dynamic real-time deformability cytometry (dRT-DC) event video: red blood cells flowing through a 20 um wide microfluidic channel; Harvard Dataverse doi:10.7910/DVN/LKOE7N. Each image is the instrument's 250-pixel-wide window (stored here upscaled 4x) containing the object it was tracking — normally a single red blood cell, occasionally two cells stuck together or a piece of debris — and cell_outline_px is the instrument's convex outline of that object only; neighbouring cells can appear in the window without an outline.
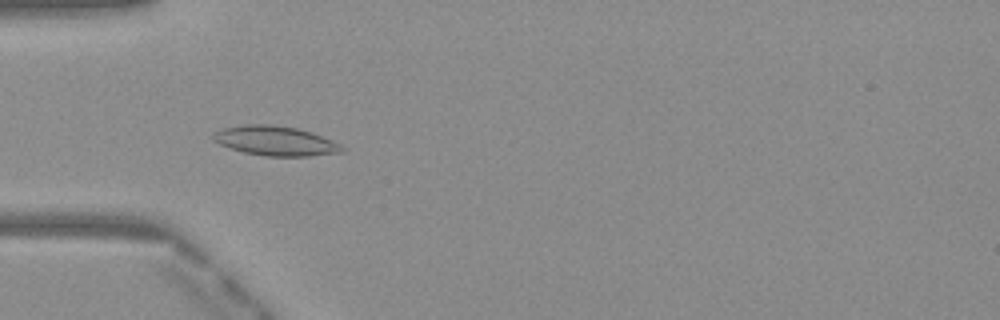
{"species": "Egyptian fruit bat (a non-hibernating species)", "species_latin": "Rousettus aegyptiacus", "temperature_condition": "warm", "stored_images_in_passage": 50, "camera_frame_rate_fps": 3000, "um_per_image_px": 0.085, "frame": {"image": 1, "passage_image": 16, "time_ms": 5.0, "image_size_px": [1000, 320], "cell_outline_px": [[344, 152], [308, 156], [264, 156], [244, 152], [220, 144], [212, 140], [212, 132], [224, 128], [244, 124], [272, 124], [296, 128], [312, 132], [340, 144], [344, 148]], "centroid_in_image_um": [23.39, 11.97], "position_along_channel_um": 61.6, "area_um2": 22.2}}
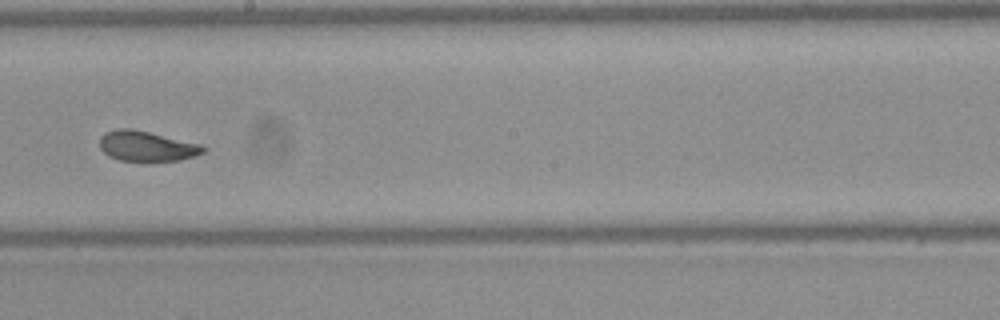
{"frame": {"image": 2, "passage_image": 29, "time_ms": 9.333, "image_size_px": [1000, 320], "cell_outline_px": [[208, 148], [204, 152], [196, 156], [180, 160], [148, 164], [120, 160], [108, 156], [100, 148], [100, 136], [108, 132], [120, 128], [132, 128], [200, 144]], "centroid_in_image_um": [12.49, 12.48], "position_along_channel_um": 235.7, "area_um2": 18.84}}
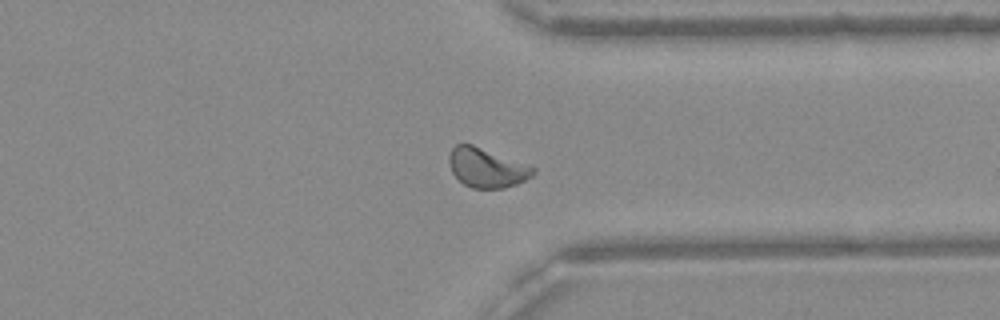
{"frame": {"image": 3, "passage_image": 39, "time_ms": 12.667, "image_size_px": [1000, 320], "cell_outline_px": [[536, 172], [532, 176], [516, 184], [504, 188], [472, 188], [464, 184], [452, 172], [448, 164], [448, 156], [452, 148], [456, 144], [472, 144], [536, 168]], "centroid_in_image_um": [41.34, 14.26], "position_along_channel_um": 370.1, "area_um2": 19.07}, "authors_computed_cell_mechanics": {"area_um2": 19.2474, "velocity_mm_per_s": 4.0543, "shape_relaxation_time_tau1_ms": 3.158, "shape_relaxation_time_tau2_ms": 1.1008, "deformation_change_tau1": 0.1091, "deformation_change_tau2": 0.0383}}